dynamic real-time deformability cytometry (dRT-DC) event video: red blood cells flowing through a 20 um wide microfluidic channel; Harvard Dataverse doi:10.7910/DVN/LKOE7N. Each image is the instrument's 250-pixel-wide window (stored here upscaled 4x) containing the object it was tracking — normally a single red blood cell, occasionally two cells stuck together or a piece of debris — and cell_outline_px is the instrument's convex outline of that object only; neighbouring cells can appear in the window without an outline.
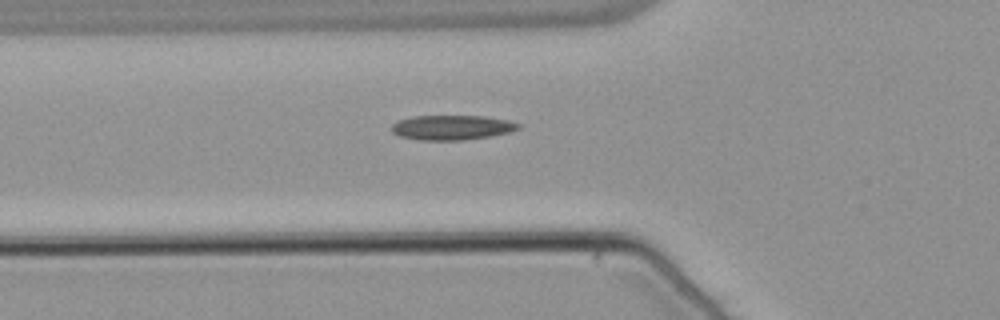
{"species": "common noctule bat (a hibernating species)", "species_latin": "Nyctalus noctula", "temperature_condition": "warm", "stored_images_in_passage": 42, "camera_frame_rate_fps": 3000, "um_per_image_px": 0.085, "animal": {"sex": "male", "body_mass_g": 21.5, "forearm_length_mm": 52.0}, "frame": {"image": 1, "passage_image": 11, "time_ms": 3.333, "image_size_px": [1000, 320], "cell_outline_px": [[520, 128], [508, 132], [488, 136], [464, 140], [420, 140], [400, 136], [392, 132], [392, 124], [400, 120], [412, 116], [484, 116], [508, 120], [520, 124]], "centroid_in_image_um": [38.4, 10.83], "position_along_channel_um": 87.4, "area_um2": 18.09}}
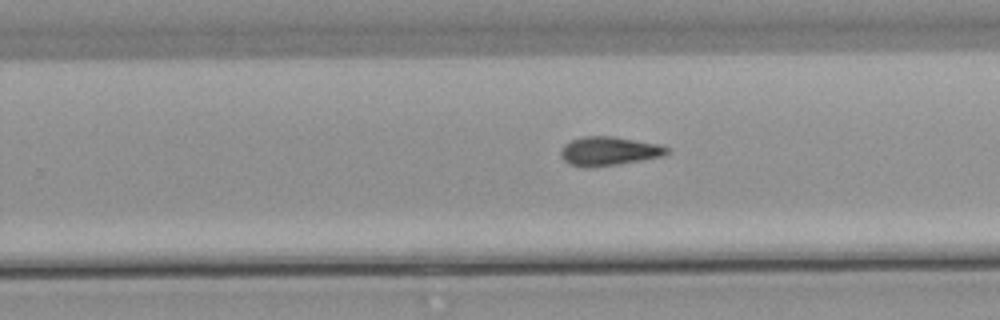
{"frame": {"image": 2, "passage_image": 26, "time_ms": 8.333, "image_size_px": [1000, 320], "cell_outline_px": [[672, 152], [664, 156], [620, 164], [592, 168], [580, 168], [568, 164], [560, 156], [560, 152], [564, 144], [572, 140], [584, 136], [612, 136], [660, 144], [672, 148]], "centroid_in_image_um": [51.79, 12.86], "position_along_channel_um": 278.0, "area_um2": 18.38}}
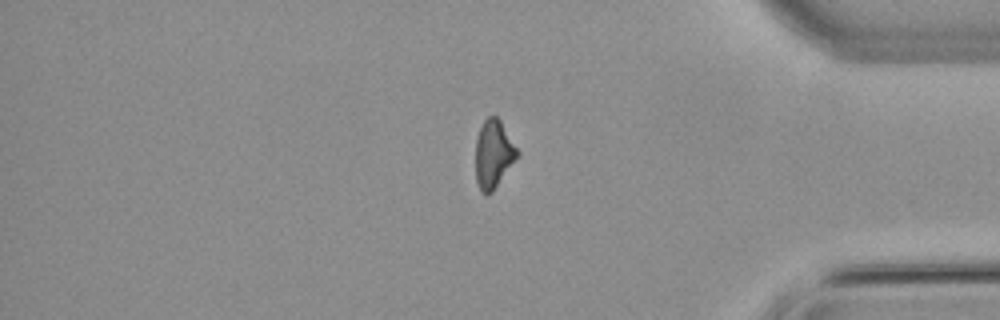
{"frame": {"image": 3, "passage_image": 37, "time_ms": 12.0, "image_size_px": [1000, 320], "cell_outline_px": [[520, 152], [492, 192], [488, 196], [480, 192], [476, 180], [476, 136], [484, 120], [488, 116], [496, 116], [500, 120]], "centroid_in_image_um": [41.92, 13.1], "position_along_channel_um": 393.3, "area_um2": 16.42}}